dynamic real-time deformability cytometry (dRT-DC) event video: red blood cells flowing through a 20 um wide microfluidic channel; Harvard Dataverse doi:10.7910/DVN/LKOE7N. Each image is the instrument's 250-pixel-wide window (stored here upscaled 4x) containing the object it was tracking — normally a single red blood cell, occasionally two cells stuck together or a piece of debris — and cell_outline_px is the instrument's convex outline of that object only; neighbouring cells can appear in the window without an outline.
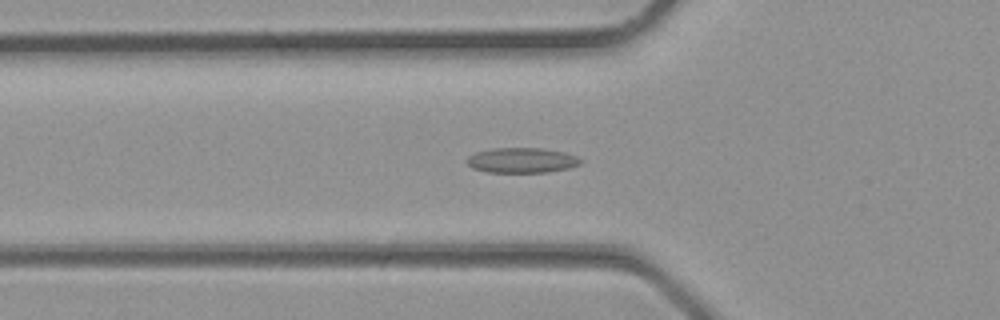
{"species": "common noctule bat (a hibernating species)", "species_latin": "Nyctalus noctula", "temperature_condition": "room temperature", "stored_images_in_passage": 36, "camera_frame_rate_fps": 3000, "um_per_image_px": 0.085, "animal": {"sex": "male", "body_mass_g": 23.1, "forearm_length_mm": 52.7}, "frame": {"image": 1, "passage_image": 12, "time_ms": 3.667, "image_size_px": [1000, 320], "cell_outline_px": [[584, 160], [580, 164], [568, 168], [548, 172], [484, 172], [472, 168], [464, 160], [468, 156], [476, 152], [492, 148], [540, 148], [564, 152], [580, 156]], "centroid_in_image_um": [44.36, 13.62], "position_along_channel_um": 81.4, "area_um2": 16.88}}
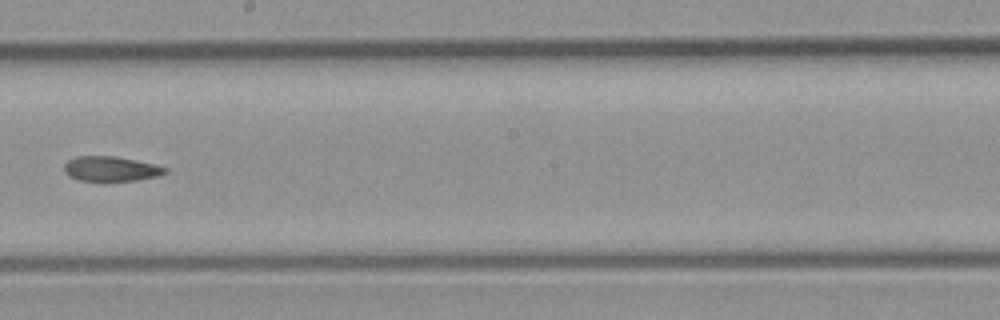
{"frame": {"image": 2, "passage_image": 20, "time_ms": 6.333, "image_size_px": [1000, 320], "cell_outline_px": [[168, 172], [160, 176], [136, 180], [100, 184], [80, 180], [68, 176], [64, 172], [64, 164], [68, 160], [76, 156], [116, 156], [156, 164], [168, 168]], "centroid_in_image_um": [9.43, 14.39], "position_along_channel_um": 238.8, "area_um2": 15.49}}
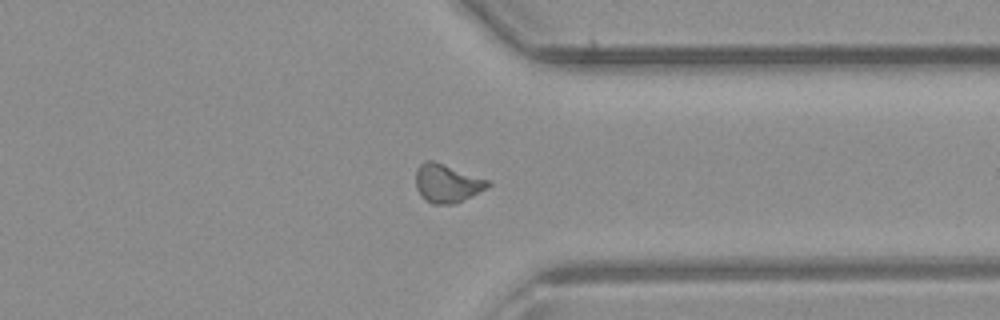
{"frame": {"image": 3, "passage_image": 27, "time_ms": 8.667, "image_size_px": [1000, 320], "cell_outline_px": [[492, 184], [488, 188], [452, 204], [432, 204], [420, 196], [416, 188], [416, 172], [420, 164], [424, 160], [432, 160], [488, 180]], "centroid_in_image_um": [37.97, 15.58], "position_along_channel_um": 373.4, "area_um2": 15.9}}